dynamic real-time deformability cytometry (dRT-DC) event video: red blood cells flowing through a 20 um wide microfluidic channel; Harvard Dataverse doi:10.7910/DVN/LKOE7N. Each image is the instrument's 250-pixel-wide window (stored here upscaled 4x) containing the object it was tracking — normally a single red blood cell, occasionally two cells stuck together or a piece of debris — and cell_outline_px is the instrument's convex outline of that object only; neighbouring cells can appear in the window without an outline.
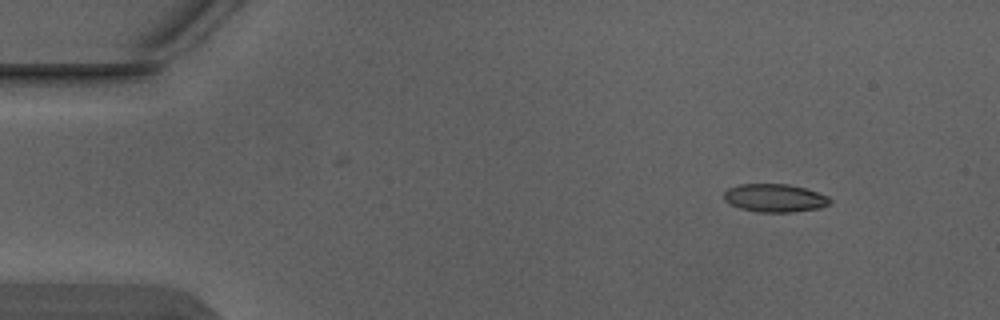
{"species": "Egyptian fruit bat (a non-hibernating species)", "species_latin": "Rousettus aegyptiacus", "temperature_condition": "warm", "stored_images_in_passage": 5, "camera_frame_rate_fps": 3000, "um_per_image_px": 0.085, "animal": {"sex": "male"}, "frame": {"image": 1, "passage_image": 1, "time_ms": 0.0, "image_size_px": [1000, 320], "cell_outline_px": [[832, 204], [820, 208], [792, 212], [756, 212], [740, 208], [724, 200], [724, 192], [728, 188], [740, 184], [788, 184], [804, 188], [828, 196], [832, 200]], "centroid_in_image_um": [65.88, 16.83], "position_along_channel_um": 19.1, "area_um2": 17.4}}
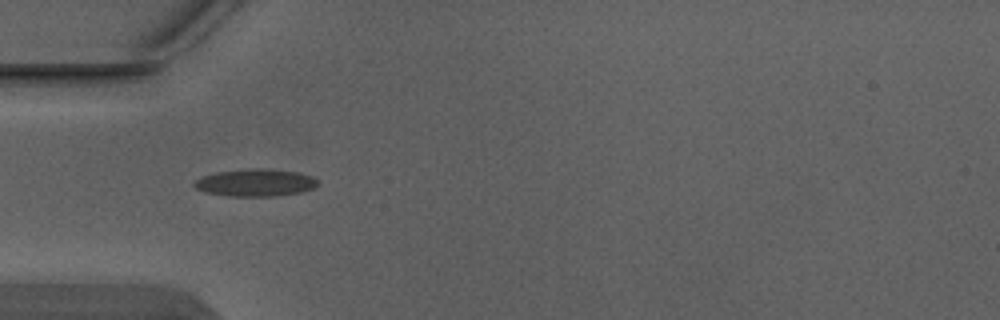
{"frame": {"image": 2, "passage_image": 3, "time_ms": 0.667, "image_size_px": [1000, 320], "cell_outline_px": [[320, 184], [316, 188], [300, 192], [276, 196], [228, 196], [204, 192], [196, 188], [192, 184], [200, 176], [216, 172], [248, 168], [260, 168], [296, 172], [312, 176], [320, 180]], "centroid_in_image_um": [21.72, 15.52], "position_along_channel_um": 63.3, "area_um2": 19.94}}
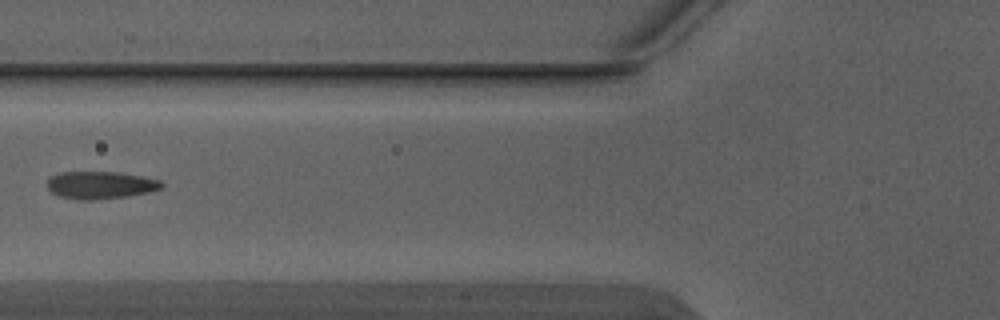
{"frame": {"image": 3, "passage_image": 4, "time_ms": 1.0, "image_size_px": [1000, 320], "cell_outline_px": [[164, 188], [148, 192], [128, 196], [92, 200], [80, 200], [60, 196], [52, 192], [48, 188], [48, 176], [60, 172], [116, 172], [140, 176], [160, 180], [164, 184]], "centroid_in_image_um": [8.54, 15.73], "position_along_channel_um": 117.3, "area_um2": 18.32}}